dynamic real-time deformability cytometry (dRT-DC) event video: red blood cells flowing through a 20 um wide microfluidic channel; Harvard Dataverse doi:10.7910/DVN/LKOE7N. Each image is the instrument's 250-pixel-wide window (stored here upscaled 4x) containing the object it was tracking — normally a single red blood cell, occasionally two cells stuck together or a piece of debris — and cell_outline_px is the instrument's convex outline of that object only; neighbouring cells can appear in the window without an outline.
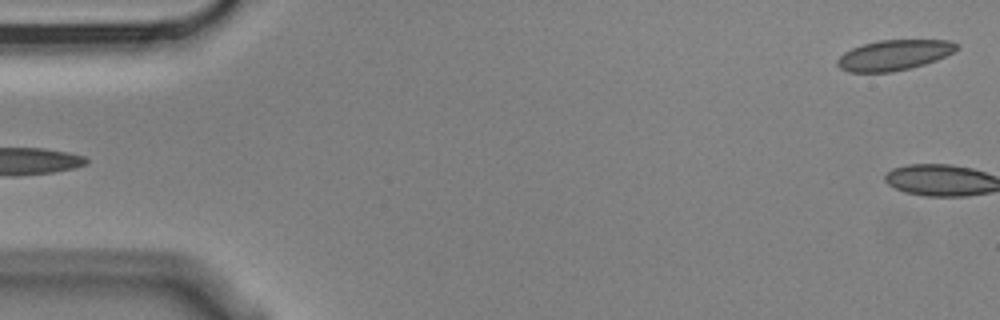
{"species": "Egyptian fruit bat (a non-hibernating species)", "species_latin": "Rousettus aegyptiacus", "temperature_condition": "cold", "stored_images_in_passage": 4, "segment_of_instrument_passage": [2, 2], "camera_frame_rate_fps": 3000, "um_per_image_px": 0.085, "animal": {"sex": "male"}, "frame": {"image": 1, "passage_image": 4, "time_ms": 1.0, "image_size_px": [1000, 320], "cell_outline_px": [[956, 48], [952, 52], [936, 60], [924, 64], [892, 72], [848, 72], [840, 68], [836, 64], [836, 60], [844, 52], [852, 48], [864, 44], [880, 40], [948, 40], [956, 44]], "centroid_in_image_um": [75.93, 4.69], "position_along_channel_um": 9.1, "area_um2": 20.81}}